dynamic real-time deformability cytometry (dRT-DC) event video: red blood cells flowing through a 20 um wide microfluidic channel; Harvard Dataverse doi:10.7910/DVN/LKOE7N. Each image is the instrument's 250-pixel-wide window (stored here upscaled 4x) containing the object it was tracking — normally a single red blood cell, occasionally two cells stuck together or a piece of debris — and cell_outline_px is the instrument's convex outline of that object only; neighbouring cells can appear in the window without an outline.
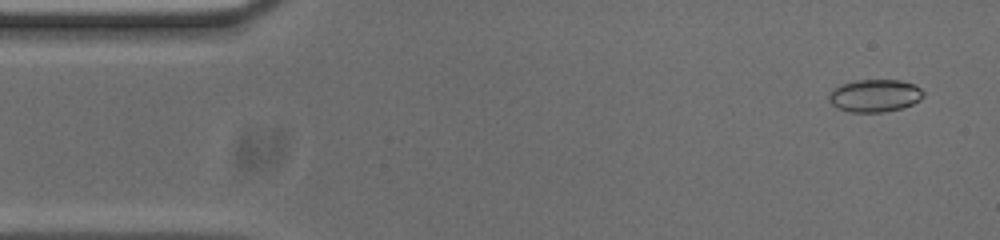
{"species": "common noctule bat (a hibernating species)", "species_latin": "Nyctalus noctula", "temperature_condition": "cold", "stored_images_in_passage": 53, "camera_frame_rate_fps": 3000, "um_per_image_px": 0.085, "animal": {"sex": "male", "body_mass_g": 20.0, "forearm_length_mm": 53.3}, "frame": {"image": 1, "passage_image": 3, "time_ms": 0.667, "image_size_px": [1000, 240], "cell_outline_px": [[924, 96], [920, 100], [912, 104], [900, 108], [884, 112], [848, 112], [836, 108], [828, 100], [828, 92], [832, 88], [840, 84], [856, 80], [900, 80], [912, 84], [920, 88], [924, 92]], "centroid_in_image_um": [74.3, 8.13], "position_along_channel_um": 10.7, "area_um2": 18.15}}
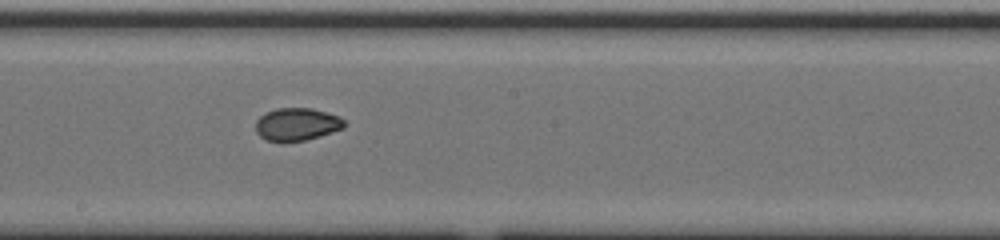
{"frame": {"image": 2, "passage_image": 28, "time_ms": 9.0, "image_size_px": [1000, 240], "cell_outline_px": [[344, 128], [320, 136], [304, 140], [264, 140], [256, 132], [256, 120], [260, 116], [276, 108], [312, 108], [340, 116], [344, 120]], "centroid_in_image_um": [25.25, 10.54], "position_along_channel_um": 223.0, "area_um2": 16.65}}
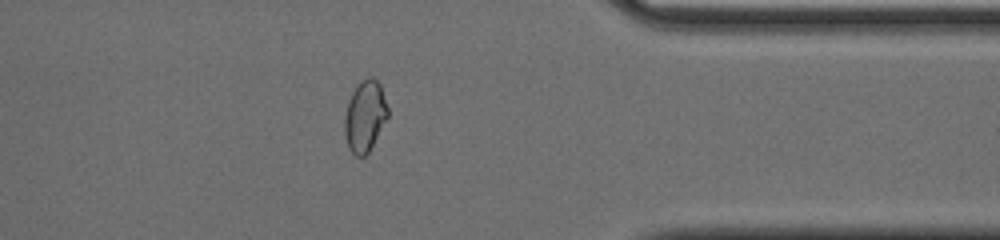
{"frame": {"image": 3, "passage_image": 42, "time_ms": 13.667, "image_size_px": [1000, 240], "cell_outline_px": [[388, 116], [368, 152], [364, 156], [356, 156], [348, 148], [344, 132], [344, 116], [348, 100], [352, 92], [360, 80], [368, 76], [372, 76], [380, 84], [388, 108]], "centroid_in_image_um": [31.0, 9.84], "position_along_channel_um": 380.4, "area_um2": 17.92}, "authors_computed_cell_mechanics": {"area_um2": 17.8024, "velocity_mm_per_s": 3.7486, "shape_relaxation_time_tau1_ms": null, "shape_relaxation_time_tau2_ms": 2.4012, "deformation_change_tau1": null, "deformation_change_tau2": 0.0468}}